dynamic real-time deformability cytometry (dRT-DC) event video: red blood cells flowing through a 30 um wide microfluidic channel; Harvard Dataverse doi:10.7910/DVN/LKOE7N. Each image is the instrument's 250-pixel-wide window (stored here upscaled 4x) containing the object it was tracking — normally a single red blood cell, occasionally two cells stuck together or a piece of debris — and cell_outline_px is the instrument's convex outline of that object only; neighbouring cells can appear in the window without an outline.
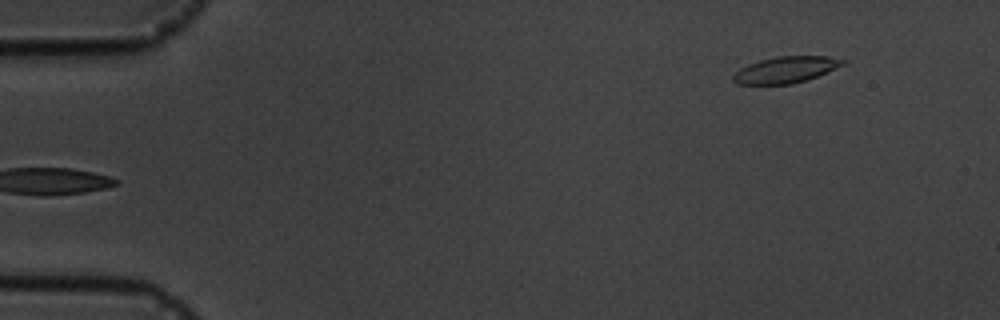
{"species": "common noctule bat (a hibernating species)", "species_latin": "Nyctalus noctula", "temperature_condition": "cold", "stored_images_in_passage": 2, "camera_frame_rate_fps": 3000, "um_per_image_px": 0.085, "animal": {"sex": "male", "body_mass_g": 19.5, "forearm_length_mm": 54.6}, "frame": {"image": 1, "passage_image": 2, "time_ms": 1.0, "image_size_px": [1000, 320], "cell_outline_px": [[848, 60], [844, 64], [816, 76], [792, 84], [736, 84], [732, 80], [732, 76], [740, 68], [748, 64], [760, 60], [780, 56], [828, 56]], "centroid_in_image_um": [66.76, 5.92], "position_along_channel_um": 18.2, "area_um2": 16.65}}